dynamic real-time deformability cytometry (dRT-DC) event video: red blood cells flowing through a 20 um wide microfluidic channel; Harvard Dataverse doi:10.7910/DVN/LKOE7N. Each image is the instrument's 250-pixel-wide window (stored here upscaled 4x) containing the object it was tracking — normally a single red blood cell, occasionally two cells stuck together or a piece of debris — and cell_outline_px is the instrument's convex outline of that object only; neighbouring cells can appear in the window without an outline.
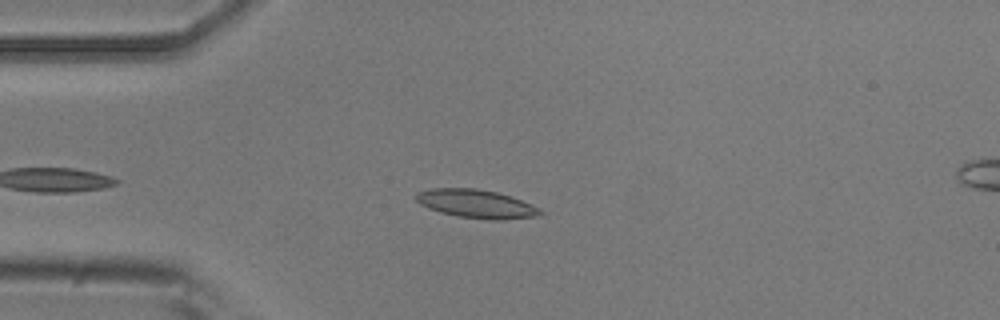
{"species": "common noctule bat (a hibernating species)", "species_latin": "Nyctalus noctula", "temperature_condition": "room temperature", "stored_images_in_passage": 42, "camera_frame_rate_fps": 3000, "um_per_image_px": 0.085, "animal": {"sex": "male", "body_mass_g": 20.5, "forearm_length_mm": 52.5}, "frame": {"image": 1, "passage_image": 7, "time_ms": 2.0, "image_size_px": [1000, 320], "cell_outline_px": [[544, 212], [536, 216], [500, 220], [492, 220], [456, 216], [440, 212], [428, 208], [420, 204], [416, 200], [416, 192], [432, 188], [476, 188], [496, 192], [512, 196], [540, 208]], "centroid_in_image_um": [40.48, 17.32], "position_along_channel_um": 44.5, "area_um2": 20.63}}
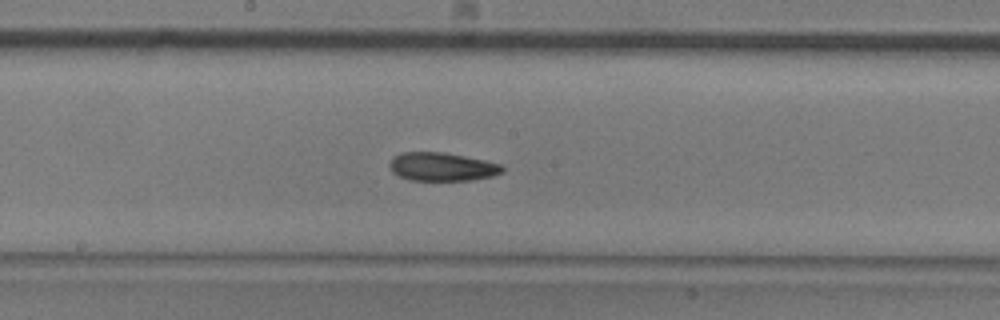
{"frame": {"image": 2, "passage_image": 21, "time_ms": 6.667, "image_size_px": [1000, 320], "cell_outline_px": [[504, 172], [492, 176], [472, 180], [412, 180], [400, 176], [392, 172], [388, 164], [392, 156], [400, 152], [444, 152], [504, 164]], "centroid_in_image_um": [37.57, 14.16], "position_along_channel_um": 210.6, "area_um2": 18.84}}
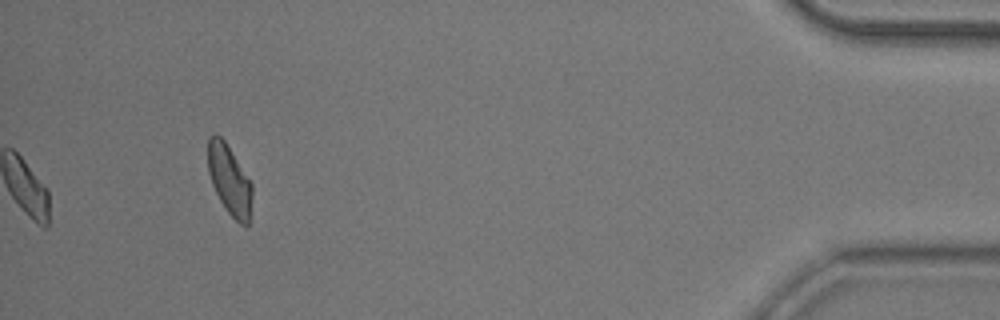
{"frame": {"image": 3, "passage_image": 42, "time_ms": 13.667, "image_size_px": [1000, 320], "cell_outline_px": [[252, 196], [248, 224], [240, 224], [228, 212], [220, 200], [212, 184], [208, 172], [208, 136], [220, 136], [224, 140], [252, 184]], "centroid_in_image_um": [19.49, 15.3], "position_along_channel_um": 415.7, "area_um2": 17.51}, "authors_computed_cell_mechanics": {"area_um2": 18.9006, "velocity_mm_per_s": 3.916, "shape_relaxation_time_tau1_ms": null, "shape_relaxation_time_tau2_ms": 6.0051, "deformation_change_tau1": null, "deformation_change_tau2": 0.1243}}